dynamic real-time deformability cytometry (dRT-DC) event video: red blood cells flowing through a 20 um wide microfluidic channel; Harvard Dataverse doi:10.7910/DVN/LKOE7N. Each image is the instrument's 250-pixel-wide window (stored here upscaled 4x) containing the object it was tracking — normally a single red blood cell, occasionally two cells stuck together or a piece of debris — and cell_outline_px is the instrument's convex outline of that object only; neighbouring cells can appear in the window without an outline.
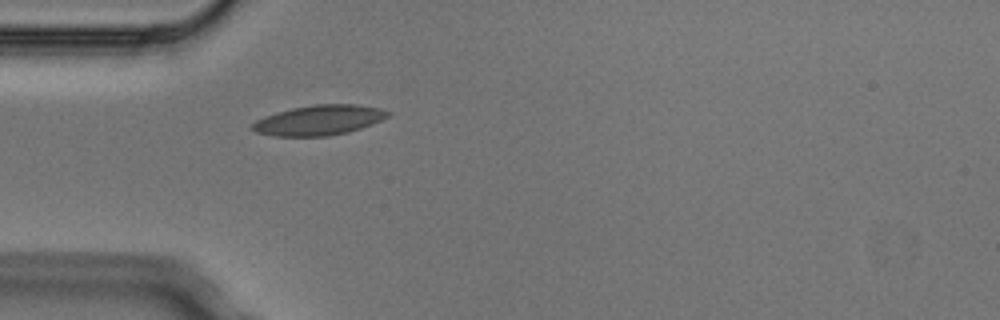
{"species": "Egyptian fruit bat (a non-hibernating species)", "species_latin": "Rousettus aegyptiacus", "temperature_condition": "cold", "stored_images_in_passage": 4, "camera_frame_rate_fps": 3000, "um_per_image_px": 0.085, "animal": {"sex": "male"}, "frame": {"image": 1, "passage_image": 4, "time_ms": 1.0, "image_size_px": [1000, 320], "cell_outline_px": [[392, 112], [388, 116], [372, 124], [348, 132], [328, 136], [272, 136], [256, 132], [252, 128], [252, 124], [256, 120], [264, 116], [292, 108], [316, 104], [356, 104], [380, 108]], "centroid_in_image_um": [27.12, 10.21], "position_along_channel_um": 57.9, "area_um2": 23.64}}